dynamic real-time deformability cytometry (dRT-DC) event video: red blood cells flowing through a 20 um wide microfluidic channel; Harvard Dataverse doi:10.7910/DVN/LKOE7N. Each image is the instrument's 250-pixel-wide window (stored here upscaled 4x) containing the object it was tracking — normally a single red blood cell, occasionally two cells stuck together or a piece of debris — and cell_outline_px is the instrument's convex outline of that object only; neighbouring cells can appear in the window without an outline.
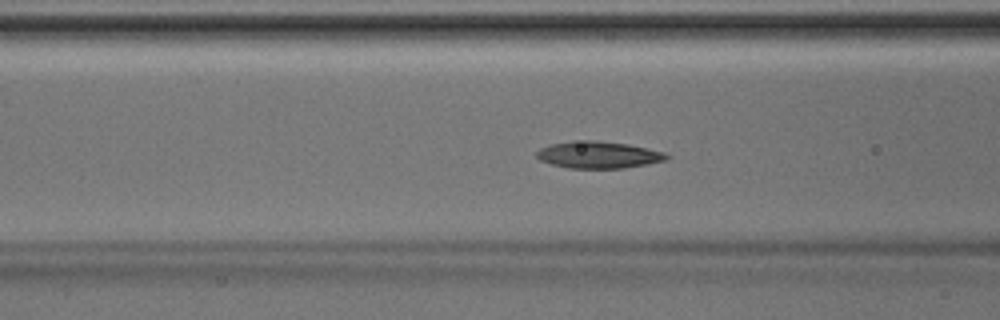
{"species": "Egyptian fruit bat (a non-hibernating species)", "species_latin": "Rousettus aegyptiacus", "temperature_condition": "room temperature", "stored_images_in_passage": 47, "camera_frame_rate_fps": 3000, "um_per_image_px": 0.085, "animal": {"sex": "male"}, "frame": {"image": 1, "passage_image": 18, "time_ms": 5.667, "image_size_px": [1000, 320], "cell_outline_px": [[668, 156], [664, 160], [648, 164], [624, 168], [568, 168], [552, 164], [540, 160], [536, 156], [536, 152], [540, 148], [552, 144], [572, 140], [596, 140], [628, 144], [664, 152]], "centroid_in_image_um": [50.83, 13.15], "position_along_channel_um": 115.8, "area_um2": 20.29}}
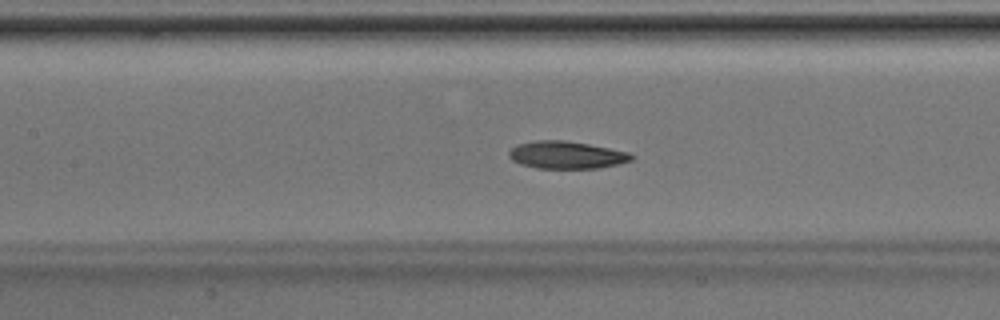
{"frame": {"image": 2, "passage_image": 21, "time_ms": 6.667, "image_size_px": [1000, 320], "cell_outline_px": [[636, 156], [632, 160], [600, 168], [536, 168], [520, 164], [512, 160], [508, 156], [508, 152], [516, 144], [536, 140], [564, 140], [588, 144], [628, 152]], "centroid_in_image_um": [48.12, 13.17], "position_along_channel_um": 159.3, "area_um2": 19.59}}
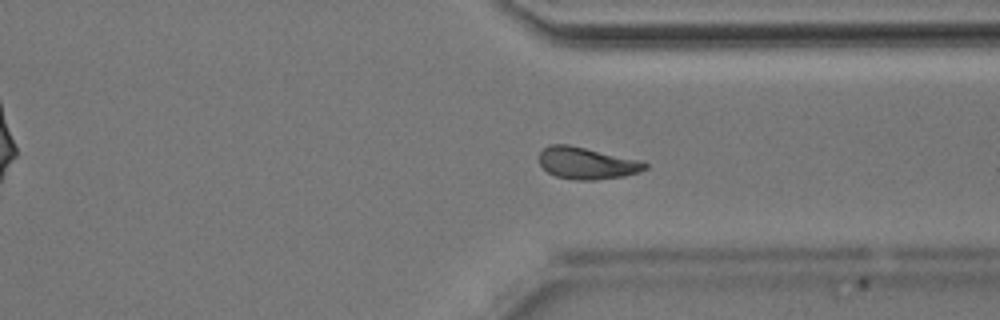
{"frame": {"image": 3, "passage_image": 35, "time_ms": 11.333, "image_size_px": [1000, 320], "cell_outline_px": [[648, 168], [640, 172], [624, 176], [596, 180], [576, 180], [556, 176], [548, 172], [540, 164], [540, 152], [548, 144], [568, 144], [644, 160], [648, 164]], "centroid_in_image_um": [49.94, 13.86], "position_along_channel_um": 361.5, "area_um2": 19.94}}